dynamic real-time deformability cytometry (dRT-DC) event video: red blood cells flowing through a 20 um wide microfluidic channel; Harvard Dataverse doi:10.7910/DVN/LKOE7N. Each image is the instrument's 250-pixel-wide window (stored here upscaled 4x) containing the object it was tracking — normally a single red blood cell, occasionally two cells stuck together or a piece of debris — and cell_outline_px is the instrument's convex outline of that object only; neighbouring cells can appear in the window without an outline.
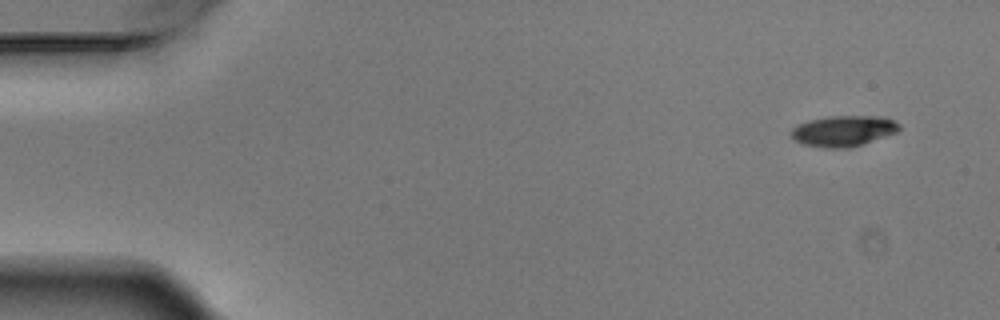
{"species": "Egyptian fruit bat (a non-hibernating species)", "species_latin": "Rousettus aegyptiacus", "temperature_condition": "warm", "stored_images_in_passage": 4, "camera_frame_rate_fps": 3000, "um_per_image_px": 0.085, "animal": {"sex": "male"}, "frame": {"image": 1, "passage_image": 1, "time_ms": 0.0, "image_size_px": [1000, 320], "cell_outline_px": [[900, 128], [896, 132], [848, 148], [828, 148], [804, 144], [796, 140], [792, 136], [792, 128], [796, 124], [808, 120], [828, 116], [884, 116], [900, 124]], "centroid_in_image_um": [71.67, 11.11], "position_along_channel_um": 13.3, "area_um2": 19.13}}
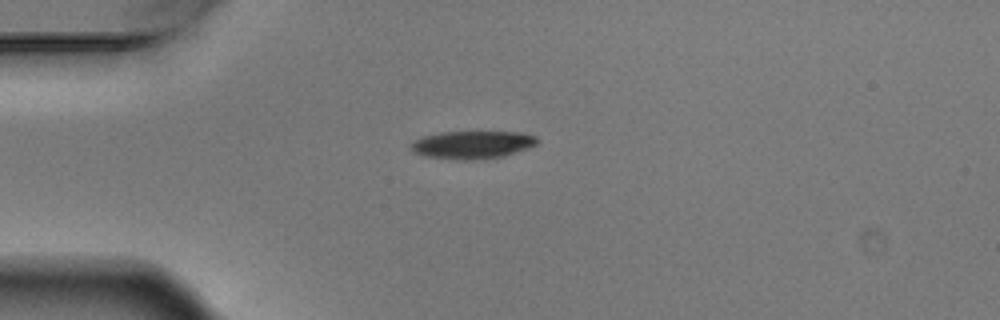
{"frame": {"image": 2, "passage_image": 4, "time_ms": 1.0, "image_size_px": [1000, 320], "cell_outline_px": [[540, 140], [536, 144], [528, 148], [504, 156], [468, 160], [460, 160], [424, 156], [412, 152], [412, 144], [416, 140], [424, 136], [440, 132], [520, 132], [536, 136]], "centroid_in_image_um": [40.18, 12.3], "position_along_channel_um": 44.8, "area_um2": 20.35}}